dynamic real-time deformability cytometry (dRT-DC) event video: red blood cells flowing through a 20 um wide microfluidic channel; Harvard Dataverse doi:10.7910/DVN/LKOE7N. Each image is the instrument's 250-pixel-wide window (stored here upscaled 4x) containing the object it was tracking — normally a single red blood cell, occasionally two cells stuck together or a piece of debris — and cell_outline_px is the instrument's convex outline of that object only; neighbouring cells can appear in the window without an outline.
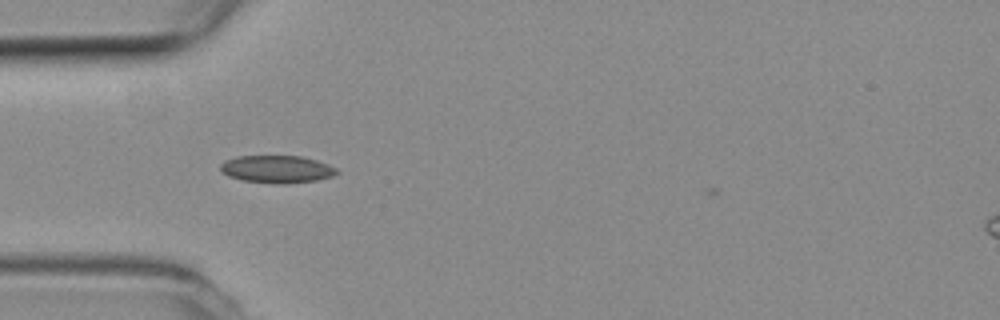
{"species": "common noctule bat (a hibernating species)", "species_latin": "Nyctalus noctula", "temperature_condition": "room temperature", "stored_images_in_passage": 39, "camera_frame_rate_fps": 3000, "um_per_image_px": 0.085, "animal": {"sex": "female", "body_mass_g": 19.3, "forearm_length_mm": 54.1}, "frame": {"image": 1, "passage_image": 1, "time_ms": 0.0, "image_size_px": [1000, 320], "cell_outline_px": [[340, 172], [332, 176], [316, 180], [284, 184], [280, 184], [244, 180], [228, 176], [220, 168], [220, 164], [224, 160], [236, 156], [300, 156], [316, 160], [328, 164], [336, 168]], "centroid_in_image_um": [23.54, 14.37], "position_along_channel_um": 61.5, "area_um2": 18.55}}
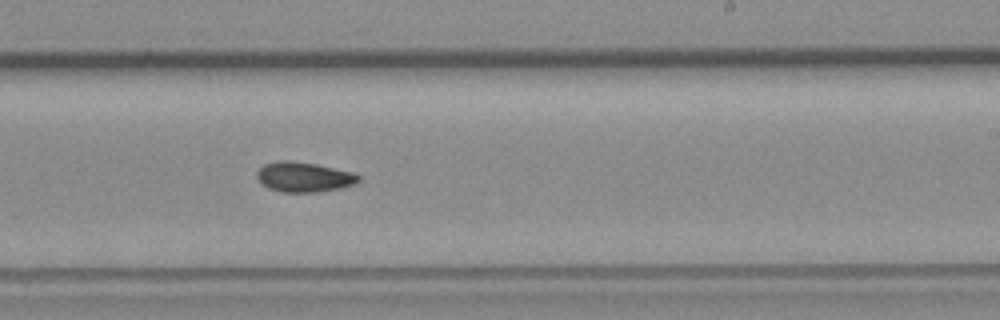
{"frame": {"image": 2, "passage_image": 17, "time_ms": 5.333, "image_size_px": [1000, 320], "cell_outline_px": [[360, 180], [356, 184], [340, 188], [316, 192], [280, 192], [268, 188], [256, 176], [256, 172], [264, 164], [276, 160], [288, 160], [316, 164], [352, 172], [360, 176]], "centroid_in_image_um": [25.83, 15.04], "position_along_channel_um": 263.2, "area_um2": 17.74}}
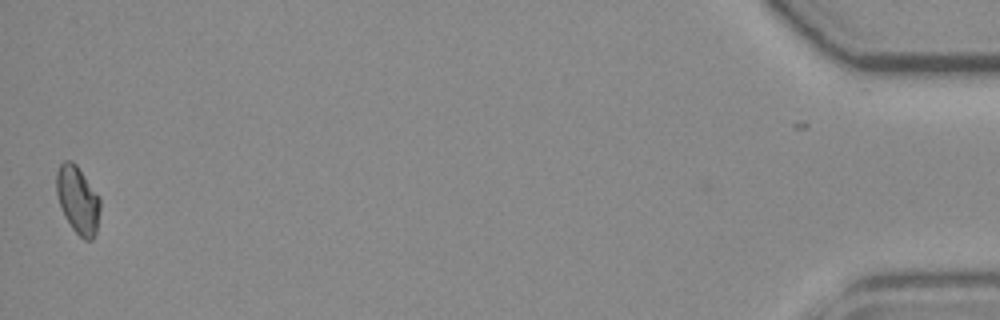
{"frame": {"image": 3, "passage_image": 38, "time_ms": 12.333, "image_size_px": [1000, 320], "cell_outline_px": [[100, 208], [96, 232], [92, 240], [84, 240], [72, 228], [64, 216], [56, 192], [56, 172], [60, 164], [64, 160], [72, 160], [76, 164], [100, 200]], "centroid_in_image_um": [6.59, 16.99], "position_along_channel_um": 428.6, "area_um2": 16.94}, "authors_computed_cell_mechanics": {"area_um2": 17.1666, "velocity_mm_per_s": 3.8065, "shape_relaxation_time_tau1_ms": null, "shape_relaxation_time_tau2_ms": 2.2048, "deformation_change_tau1": null, "deformation_change_tau2": 0.0525}}